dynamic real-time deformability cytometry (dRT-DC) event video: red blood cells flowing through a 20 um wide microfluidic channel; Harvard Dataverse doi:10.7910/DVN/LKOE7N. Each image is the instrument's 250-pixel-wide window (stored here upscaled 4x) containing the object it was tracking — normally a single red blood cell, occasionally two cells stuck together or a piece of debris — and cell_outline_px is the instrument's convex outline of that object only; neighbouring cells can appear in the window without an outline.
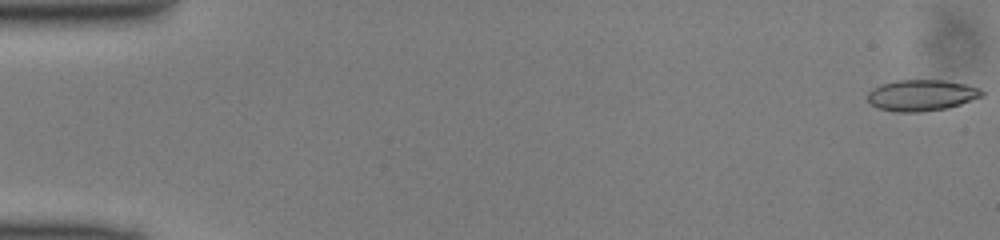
{"species": "common noctule bat (a hibernating species)", "species_latin": "Nyctalus noctula", "temperature_condition": "cold", "stored_images_in_passage": 50, "camera_frame_rate_fps": 3000, "um_per_image_px": 0.085, "animal": {"sex": "male", "body_mass_g": 13.0, "forearm_length_mm": 53.1}, "frame": {"image": 1, "passage_image": 1, "time_ms": 0.0, "image_size_px": [1000, 240], "cell_outline_px": [[984, 96], [948, 108], [920, 112], [896, 112], [880, 108], [872, 104], [868, 100], [868, 92], [880, 84], [896, 80], [944, 80], [964, 84], [980, 88], [984, 92]], "centroid_in_image_um": [78.35, 8.09], "position_along_channel_um": 6.6, "area_um2": 20.75}}
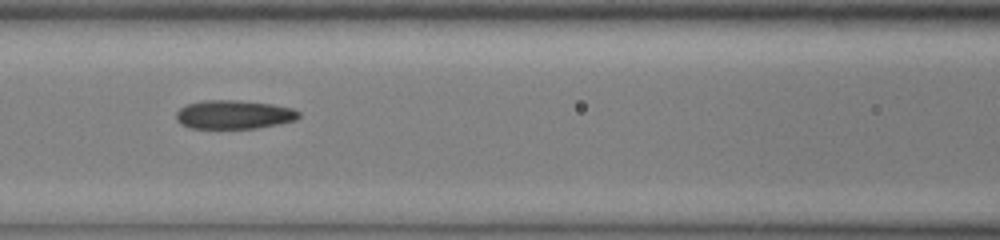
{"frame": {"image": 2, "passage_image": 22, "time_ms": 7.0, "image_size_px": [1000, 240], "cell_outline_px": [[300, 116], [296, 120], [256, 128], [192, 128], [180, 124], [176, 120], [176, 112], [180, 108], [188, 104], [204, 100], [236, 100], [272, 104], [292, 108], [300, 112]], "centroid_in_image_um": [19.87, 9.73], "position_along_channel_um": 146.7, "area_um2": 20.46}}
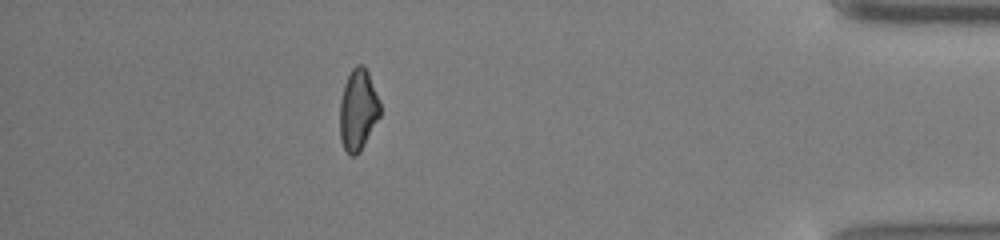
{"frame": {"image": 3, "passage_image": 44, "time_ms": 14.333, "image_size_px": [1000, 240], "cell_outline_px": [[380, 116], [360, 152], [356, 156], [348, 156], [340, 140], [340, 100], [344, 84], [352, 68], [356, 64], [364, 64], [368, 72], [380, 100]], "centroid_in_image_um": [30.43, 9.35], "position_along_channel_um": 404.8, "area_um2": 19.31}}